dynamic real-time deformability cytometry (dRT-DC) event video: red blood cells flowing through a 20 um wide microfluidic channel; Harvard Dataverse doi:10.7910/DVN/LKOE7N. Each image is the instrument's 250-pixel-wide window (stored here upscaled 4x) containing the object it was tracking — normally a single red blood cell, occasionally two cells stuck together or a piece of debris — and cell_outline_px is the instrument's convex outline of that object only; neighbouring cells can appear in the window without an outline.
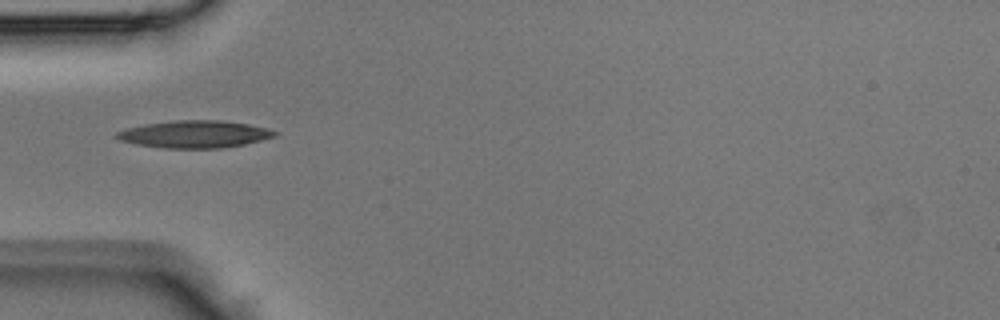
{"species": "Egyptian fruit bat (a non-hibernating species)", "species_latin": "Rousettus aegyptiacus", "temperature_condition": "room temperature", "stored_images_in_passage": 3, "camera_frame_rate_fps": 3000, "um_per_image_px": 0.085, "animal": {"sex": "male"}, "frame": {"image": 1, "passage_image": 2, "time_ms": 0.333, "image_size_px": [1000, 320], "cell_outline_px": [[280, 132], [276, 136], [244, 144], [220, 148], [164, 148], [136, 144], [120, 140], [112, 136], [116, 132], [128, 128], [144, 124], [176, 120], [220, 120], [248, 124], [268, 128]], "centroid_in_image_um": [16.54, 11.4], "position_along_channel_um": 68.5, "area_um2": 25.14}}
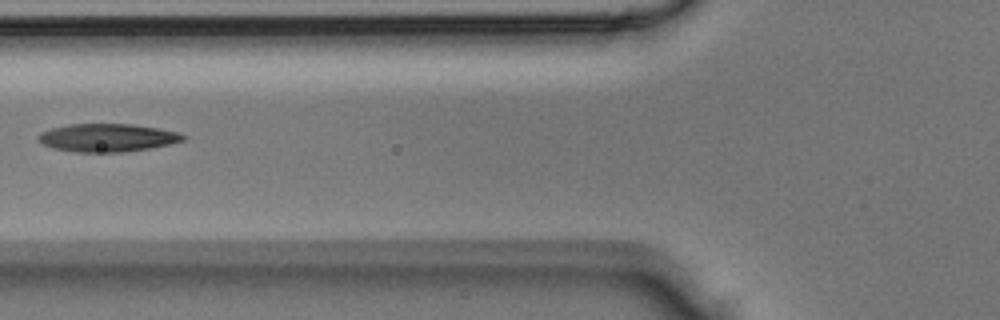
{"frame": {"image": 2, "passage_image": 3, "time_ms": 0.667, "image_size_px": [1000, 320], "cell_outline_px": [[188, 136], [184, 140], [172, 144], [124, 152], [76, 152], [52, 148], [36, 140], [36, 136], [40, 132], [52, 128], [68, 124], [132, 124], [156, 128], [176, 132]], "centroid_in_image_um": [9.09, 11.71], "position_along_channel_um": 116.7, "area_um2": 23.7}}